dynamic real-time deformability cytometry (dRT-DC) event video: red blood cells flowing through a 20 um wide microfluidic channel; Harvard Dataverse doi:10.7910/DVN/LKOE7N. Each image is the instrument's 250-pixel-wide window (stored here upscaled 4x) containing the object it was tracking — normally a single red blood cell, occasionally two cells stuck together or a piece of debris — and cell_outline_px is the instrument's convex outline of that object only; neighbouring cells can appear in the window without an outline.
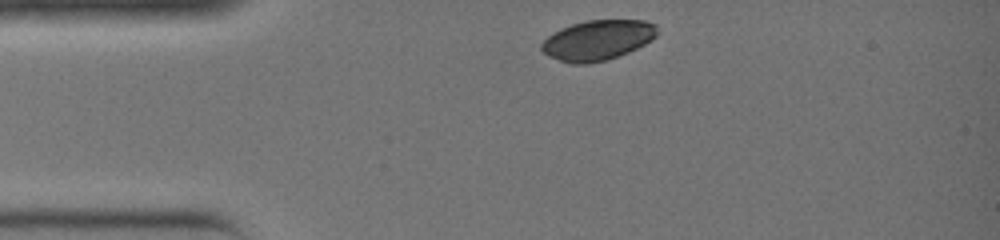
{"species": "common noctule bat (a hibernating species)", "species_latin": "Nyctalus noctula", "temperature_condition": "warm", "stored_images_in_passage": 22, "camera_frame_rate_fps": 3000, "um_per_image_px": 0.085, "animal": {"sex": "female", "body_mass_g": 19.0, "forearm_length_mm": 51.5}, "frame": {"image": 1, "passage_image": 1, "time_ms": 0.0, "image_size_px": [1000, 240], "cell_outline_px": [[656, 36], [652, 40], [628, 52], [604, 60], [588, 64], [572, 64], [548, 56], [540, 48], [540, 44], [548, 36], [560, 28], [584, 20], [644, 20], [656, 24]], "centroid_in_image_um": [50.77, 3.4], "position_along_channel_um": 34.2, "area_um2": 26.93}}
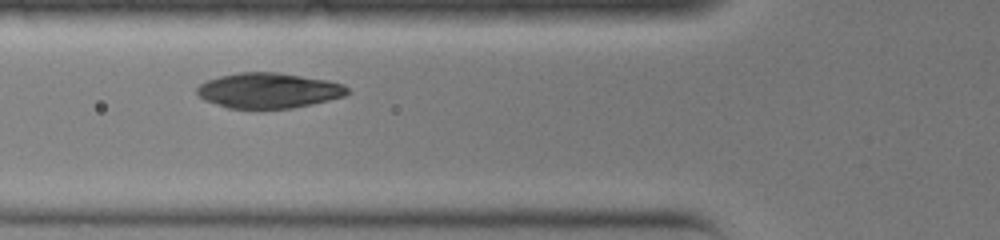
{"frame": {"image": 2, "passage_image": 7, "time_ms": 2.0, "image_size_px": [1000, 240], "cell_outline_px": [[352, 92], [344, 96], [312, 104], [292, 108], [228, 108], [204, 100], [196, 92], [196, 88], [200, 84], [208, 80], [220, 76], [240, 72], [276, 72], [328, 80], [344, 84]], "centroid_in_image_um": [22.85, 7.69], "position_along_channel_um": 102.9, "area_um2": 30.87}}
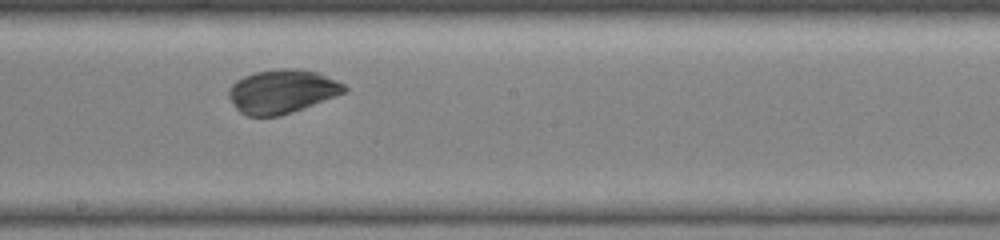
{"frame": {"image": 3, "passage_image": 14, "time_ms": 4.333, "image_size_px": [1000, 240], "cell_outline_px": [[348, 92], [292, 112], [280, 116], [248, 116], [240, 112], [232, 104], [228, 96], [228, 88], [236, 80], [244, 76], [256, 72], [276, 68], [296, 68], [316, 72], [336, 80], [344, 84], [348, 88]], "centroid_in_image_um": [23.97, 7.77], "position_along_channel_um": 224.2, "area_um2": 29.65}}